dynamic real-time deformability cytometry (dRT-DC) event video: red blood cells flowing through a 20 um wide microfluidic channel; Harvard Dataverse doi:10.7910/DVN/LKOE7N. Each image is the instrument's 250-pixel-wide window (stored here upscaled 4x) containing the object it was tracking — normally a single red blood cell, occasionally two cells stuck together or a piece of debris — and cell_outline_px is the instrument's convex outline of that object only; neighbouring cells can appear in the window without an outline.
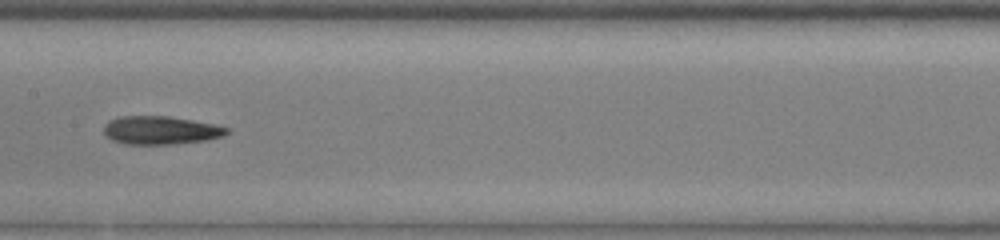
{"species": "common noctule bat (a hibernating species)", "species_latin": "Nyctalus noctula", "temperature_condition": "cold", "stored_images_in_passage": 38, "camera_frame_rate_fps": 3000, "um_per_image_px": 0.085, "animal": {"sex": "male", "body_mass_g": 13.0, "forearm_length_mm": 53.1}, "frame": {"image": 1, "passage_image": 17, "time_ms": 5.333, "image_size_px": [1000, 240], "cell_outline_px": [[228, 132], [224, 136], [208, 140], [176, 144], [124, 144], [112, 140], [104, 132], [104, 124], [108, 120], [120, 116], [168, 116], [192, 120], [212, 124], [228, 128]], "centroid_in_image_um": [13.64, 11.07], "position_along_channel_um": 193.8, "area_um2": 20.29}}